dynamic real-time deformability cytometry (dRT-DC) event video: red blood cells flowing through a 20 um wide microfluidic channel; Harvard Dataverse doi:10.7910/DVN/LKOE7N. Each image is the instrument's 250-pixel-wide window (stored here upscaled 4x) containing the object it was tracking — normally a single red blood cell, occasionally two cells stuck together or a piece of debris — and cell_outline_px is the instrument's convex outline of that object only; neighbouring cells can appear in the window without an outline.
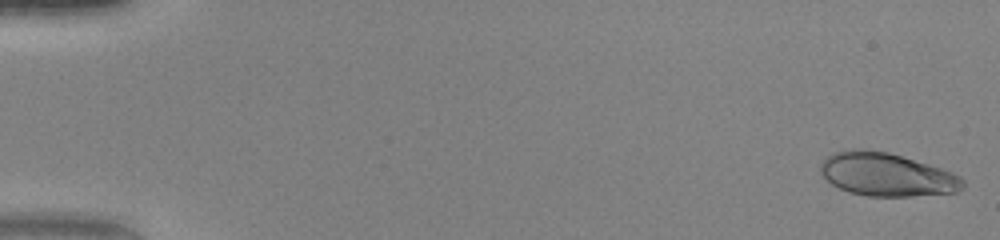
{"species": "human", "species_latin": "Homo sapiens", "temperature_condition": "warm", "stored_images_in_passage": 50, "camera_frame_rate_fps": 3000, "um_per_image_px": 0.085, "donor": {"sex": "female"}, "frame": {"image": 1, "passage_image": 1, "time_ms": 0.0, "image_size_px": [1000, 240], "cell_outline_px": [[964, 188], [956, 192], [912, 196], [868, 196], [848, 192], [832, 184], [820, 172], [820, 164], [832, 152], [852, 148], [868, 148], [888, 152], [928, 164], [952, 172], [960, 176], [964, 180]], "centroid_in_image_um": [75.35, 14.82], "position_along_channel_um": 9.6, "area_um2": 36.01}}
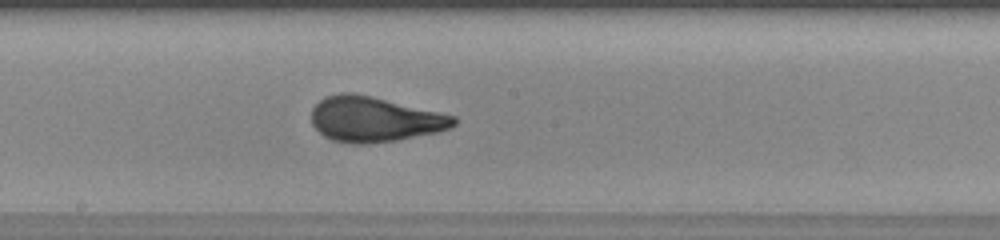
{"frame": {"image": 2, "passage_image": 28, "time_ms": 9.0, "image_size_px": [1000, 240], "cell_outline_px": [[456, 124], [452, 128], [436, 132], [396, 140], [368, 144], [356, 144], [332, 140], [324, 136], [312, 124], [312, 108], [324, 96], [340, 92], [352, 92], [372, 96], [440, 112], [456, 116]], "centroid_in_image_um": [31.82, 10.13], "position_along_channel_um": 216.4, "area_um2": 37.51}}
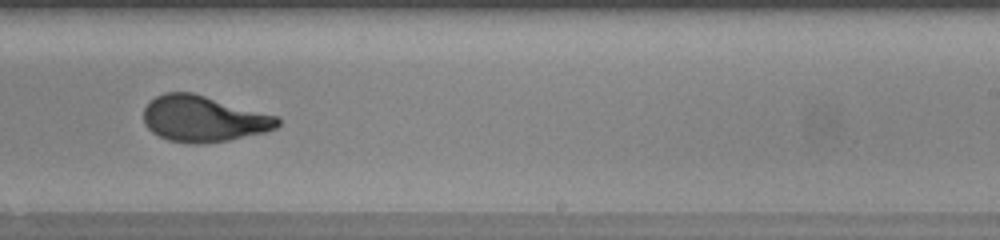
{"frame": {"image": 3, "passage_image": 32, "time_ms": 10.333, "image_size_px": [1000, 240], "cell_outline_px": [[280, 124], [276, 128], [264, 132], [228, 140], [200, 144], [192, 144], [168, 140], [152, 132], [144, 124], [144, 108], [156, 96], [164, 92], [192, 92], [280, 116]], "centroid_in_image_um": [17.32, 10.09], "position_along_channel_um": 271.7, "area_um2": 36.07}, "authors_computed_cell_mechanics": {"area_um2": 35.9227, "velocity_mm_per_s": 4.1694, "shape_relaxation_time_tau1_ms": 7.7163, "shape_relaxation_time_tau2_ms": null, "deformation_change_tau1": 0.307, "deformation_change_tau2": null}}